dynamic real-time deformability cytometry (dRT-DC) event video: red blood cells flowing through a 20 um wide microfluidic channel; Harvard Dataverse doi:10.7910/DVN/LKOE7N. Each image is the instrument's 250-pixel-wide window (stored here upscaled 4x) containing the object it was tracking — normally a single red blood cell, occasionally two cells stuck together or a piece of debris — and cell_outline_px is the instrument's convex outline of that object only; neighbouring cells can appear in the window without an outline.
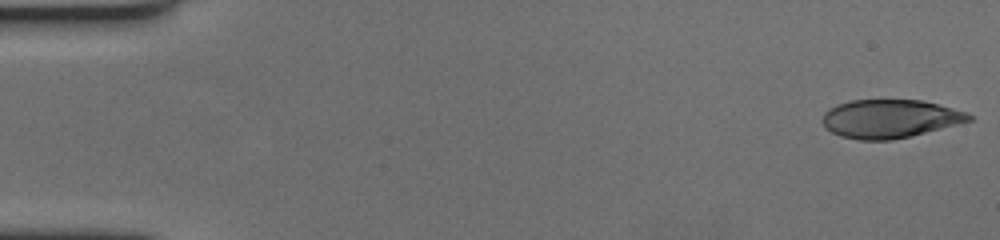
{"species": "human", "species_latin": "Homo sapiens", "temperature_condition": "cold", "stored_images_in_passage": 59, "camera_frame_rate_fps": 3000, "um_per_image_px": 0.085, "donor": {"sex": "female"}, "frame": {"image": 1, "passage_image": 1, "time_ms": 0.0, "image_size_px": [1000, 240], "cell_outline_px": [[976, 120], [892, 140], [856, 140], [840, 136], [832, 132], [820, 120], [824, 112], [828, 108], [836, 104], [848, 100], [924, 100], [968, 112], [976, 116]], "centroid_in_image_um": [75.67, 10.08], "position_along_channel_um": 9.3, "area_um2": 33.23}}
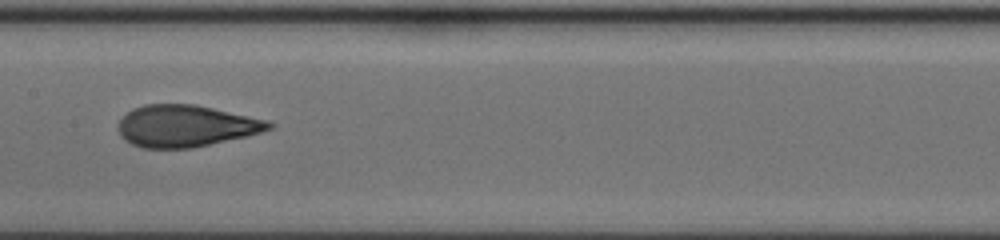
{"frame": {"image": 2, "passage_image": 30, "time_ms": 9.667, "image_size_px": [1000, 240], "cell_outline_px": [[276, 124], [272, 128], [248, 136], [192, 148], [140, 148], [124, 140], [120, 136], [120, 120], [132, 108], [144, 104], [196, 104], [268, 120]], "centroid_in_image_um": [15.81, 10.7], "position_along_channel_um": 191.6, "area_um2": 36.76}}
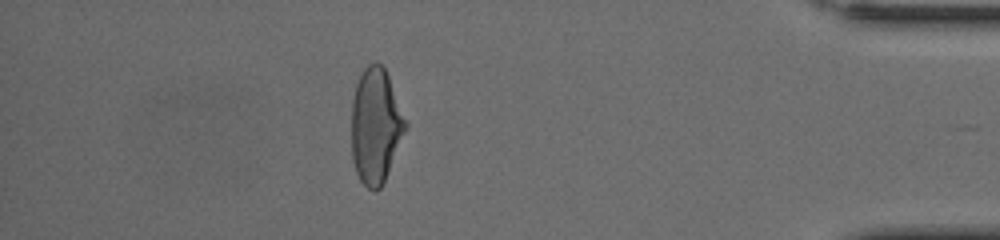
{"frame": {"image": 3, "passage_image": 52, "time_ms": 17.0, "image_size_px": [1000, 240], "cell_outline_px": [[408, 124], [384, 180], [380, 188], [376, 192], [372, 192], [360, 180], [356, 172], [352, 160], [352, 100], [356, 84], [364, 68], [368, 64], [376, 60], [384, 68], [388, 76]], "centroid_in_image_um": [31.91, 10.69], "position_along_channel_um": 403.3, "area_um2": 35.95}, "authors_computed_cell_mechanics": {"area_um2": 36.414, "velocity_mm_per_s": 3.4899, "shape_relaxation_time_tau1_ms": 5.6755, "shape_relaxation_time_tau2_ms": 1.2916, "deformation_change_tau1": 0.2033, "deformation_change_tau2": 0.0846}}